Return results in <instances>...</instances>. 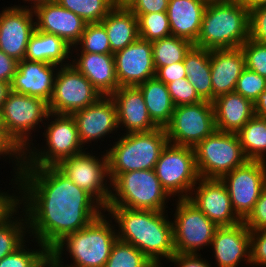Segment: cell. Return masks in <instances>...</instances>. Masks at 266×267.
Masks as SVG:
<instances>
[{"label":"cell","mask_w":266,"mask_h":267,"mask_svg":"<svg viewBox=\"0 0 266 267\" xmlns=\"http://www.w3.org/2000/svg\"><path fill=\"white\" fill-rule=\"evenodd\" d=\"M20 178L21 208L27 216L29 237L49 251L105 211L56 166L21 168Z\"/></svg>","instance_id":"obj_1"},{"label":"cell","mask_w":266,"mask_h":267,"mask_svg":"<svg viewBox=\"0 0 266 267\" xmlns=\"http://www.w3.org/2000/svg\"><path fill=\"white\" fill-rule=\"evenodd\" d=\"M105 212L115 224L118 240L135 246L157 267L169 264L176 254L173 223L167 211L107 206Z\"/></svg>","instance_id":"obj_2"},{"label":"cell","mask_w":266,"mask_h":267,"mask_svg":"<svg viewBox=\"0 0 266 267\" xmlns=\"http://www.w3.org/2000/svg\"><path fill=\"white\" fill-rule=\"evenodd\" d=\"M117 239L115 224L104 211L89 225L65 236L49 256L62 267H104Z\"/></svg>","instance_id":"obj_3"},{"label":"cell","mask_w":266,"mask_h":267,"mask_svg":"<svg viewBox=\"0 0 266 267\" xmlns=\"http://www.w3.org/2000/svg\"><path fill=\"white\" fill-rule=\"evenodd\" d=\"M249 39V8L241 0L207 5L194 46L204 49H235Z\"/></svg>","instance_id":"obj_4"},{"label":"cell","mask_w":266,"mask_h":267,"mask_svg":"<svg viewBox=\"0 0 266 267\" xmlns=\"http://www.w3.org/2000/svg\"><path fill=\"white\" fill-rule=\"evenodd\" d=\"M120 135L115 142L104 147L111 183L124 172L154 169L161 152L169 143L166 130L161 127L148 132Z\"/></svg>","instance_id":"obj_5"},{"label":"cell","mask_w":266,"mask_h":267,"mask_svg":"<svg viewBox=\"0 0 266 267\" xmlns=\"http://www.w3.org/2000/svg\"><path fill=\"white\" fill-rule=\"evenodd\" d=\"M43 130L42 137L45 142L40 145L34 140L23 153L22 168L57 166L62 160L89 149L82 145L71 115L49 113Z\"/></svg>","instance_id":"obj_6"},{"label":"cell","mask_w":266,"mask_h":267,"mask_svg":"<svg viewBox=\"0 0 266 267\" xmlns=\"http://www.w3.org/2000/svg\"><path fill=\"white\" fill-rule=\"evenodd\" d=\"M48 114V103L42 98L11 91L1 109L4 133L23 154L33 144L35 132L43 128Z\"/></svg>","instance_id":"obj_7"},{"label":"cell","mask_w":266,"mask_h":267,"mask_svg":"<svg viewBox=\"0 0 266 267\" xmlns=\"http://www.w3.org/2000/svg\"><path fill=\"white\" fill-rule=\"evenodd\" d=\"M171 200L173 199L162 188L154 169L135 170L121 173L111 183L108 206L168 211Z\"/></svg>","instance_id":"obj_8"},{"label":"cell","mask_w":266,"mask_h":267,"mask_svg":"<svg viewBox=\"0 0 266 267\" xmlns=\"http://www.w3.org/2000/svg\"><path fill=\"white\" fill-rule=\"evenodd\" d=\"M91 148L62 160L56 167L105 209L111 196L108 157L105 150L101 149L98 155Z\"/></svg>","instance_id":"obj_9"},{"label":"cell","mask_w":266,"mask_h":267,"mask_svg":"<svg viewBox=\"0 0 266 267\" xmlns=\"http://www.w3.org/2000/svg\"><path fill=\"white\" fill-rule=\"evenodd\" d=\"M194 151L200 178L221 179L248 160L236 133L215 130L199 142Z\"/></svg>","instance_id":"obj_10"},{"label":"cell","mask_w":266,"mask_h":267,"mask_svg":"<svg viewBox=\"0 0 266 267\" xmlns=\"http://www.w3.org/2000/svg\"><path fill=\"white\" fill-rule=\"evenodd\" d=\"M175 200V201H174ZM172 213L174 248L176 253L201 254L211 247L218 226L188 199H174ZM174 219V220H173ZM200 252V253H199Z\"/></svg>","instance_id":"obj_11"},{"label":"cell","mask_w":266,"mask_h":267,"mask_svg":"<svg viewBox=\"0 0 266 267\" xmlns=\"http://www.w3.org/2000/svg\"><path fill=\"white\" fill-rule=\"evenodd\" d=\"M154 171L162 188L175 199H188L200 179L193 147L168 143L155 164ZM177 197V198H176Z\"/></svg>","instance_id":"obj_12"},{"label":"cell","mask_w":266,"mask_h":267,"mask_svg":"<svg viewBox=\"0 0 266 267\" xmlns=\"http://www.w3.org/2000/svg\"><path fill=\"white\" fill-rule=\"evenodd\" d=\"M165 130L170 144L194 148L216 130L213 103L175 106Z\"/></svg>","instance_id":"obj_13"},{"label":"cell","mask_w":266,"mask_h":267,"mask_svg":"<svg viewBox=\"0 0 266 267\" xmlns=\"http://www.w3.org/2000/svg\"><path fill=\"white\" fill-rule=\"evenodd\" d=\"M102 95L72 64L60 66L48 103L49 113L72 115L96 102Z\"/></svg>","instance_id":"obj_14"},{"label":"cell","mask_w":266,"mask_h":267,"mask_svg":"<svg viewBox=\"0 0 266 267\" xmlns=\"http://www.w3.org/2000/svg\"><path fill=\"white\" fill-rule=\"evenodd\" d=\"M221 180L228 189L236 215L244 221L266 187V162L247 160Z\"/></svg>","instance_id":"obj_15"},{"label":"cell","mask_w":266,"mask_h":267,"mask_svg":"<svg viewBox=\"0 0 266 267\" xmlns=\"http://www.w3.org/2000/svg\"><path fill=\"white\" fill-rule=\"evenodd\" d=\"M71 116L74 118L80 141L85 148L91 147L92 142L96 145L99 141L98 147L101 149V142L105 139L107 142L108 138H114L115 141L116 137L113 135L117 133L118 137L120 135L118 133H121L116 104L111 96H102L93 104L74 112Z\"/></svg>","instance_id":"obj_16"},{"label":"cell","mask_w":266,"mask_h":267,"mask_svg":"<svg viewBox=\"0 0 266 267\" xmlns=\"http://www.w3.org/2000/svg\"><path fill=\"white\" fill-rule=\"evenodd\" d=\"M188 200L218 227L233 226L242 221L236 215L228 189L221 179L200 178Z\"/></svg>","instance_id":"obj_17"},{"label":"cell","mask_w":266,"mask_h":267,"mask_svg":"<svg viewBox=\"0 0 266 267\" xmlns=\"http://www.w3.org/2000/svg\"><path fill=\"white\" fill-rule=\"evenodd\" d=\"M6 6L0 11V50L16 61L25 58L29 39L36 29L33 9Z\"/></svg>","instance_id":"obj_18"},{"label":"cell","mask_w":266,"mask_h":267,"mask_svg":"<svg viewBox=\"0 0 266 267\" xmlns=\"http://www.w3.org/2000/svg\"><path fill=\"white\" fill-rule=\"evenodd\" d=\"M116 77L121 86H137L155 77V66L150 41H136L113 54Z\"/></svg>","instance_id":"obj_19"},{"label":"cell","mask_w":266,"mask_h":267,"mask_svg":"<svg viewBox=\"0 0 266 267\" xmlns=\"http://www.w3.org/2000/svg\"><path fill=\"white\" fill-rule=\"evenodd\" d=\"M210 249L215 260L214 267H240L245 263L249 266L250 230L243 221L233 226L218 227Z\"/></svg>","instance_id":"obj_20"},{"label":"cell","mask_w":266,"mask_h":267,"mask_svg":"<svg viewBox=\"0 0 266 267\" xmlns=\"http://www.w3.org/2000/svg\"><path fill=\"white\" fill-rule=\"evenodd\" d=\"M36 30L54 34L73 47L81 38L86 22L57 2L45 3L33 9Z\"/></svg>","instance_id":"obj_21"},{"label":"cell","mask_w":266,"mask_h":267,"mask_svg":"<svg viewBox=\"0 0 266 267\" xmlns=\"http://www.w3.org/2000/svg\"><path fill=\"white\" fill-rule=\"evenodd\" d=\"M60 66L52 63L28 61L23 59L11 82V91L42 98L47 103L52 98L54 80Z\"/></svg>","instance_id":"obj_22"},{"label":"cell","mask_w":266,"mask_h":267,"mask_svg":"<svg viewBox=\"0 0 266 267\" xmlns=\"http://www.w3.org/2000/svg\"><path fill=\"white\" fill-rule=\"evenodd\" d=\"M111 97L116 104L118 126L122 133L148 132L158 128L137 86H121Z\"/></svg>","instance_id":"obj_23"},{"label":"cell","mask_w":266,"mask_h":267,"mask_svg":"<svg viewBox=\"0 0 266 267\" xmlns=\"http://www.w3.org/2000/svg\"><path fill=\"white\" fill-rule=\"evenodd\" d=\"M71 64L88 79L102 96H111L119 89L113 54H71Z\"/></svg>","instance_id":"obj_24"},{"label":"cell","mask_w":266,"mask_h":267,"mask_svg":"<svg viewBox=\"0 0 266 267\" xmlns=\"http://www.w3.org/2000/svg\"><path fill=\"white\" fill-rule=\"evenodd\" d=\"M211 82L213 101L216 97L234 92L241 73L245 70V58L241 48L211 49Z\"/></svg>","instance_id":"obj_25"},{"label":"cell","mask_w":266,"mask_h":267,"mask_svg":"<svg viewBox=\"0 0 266 267\" xmlns=\"http://www.w3.org/2000/svg\"><path fill=\"white\" fill-rule=\"evenodd\" d=\"M212 103L215 127L221 132L237 134L255 115L254 104L235 91L216 97Z\"/></svg>","instance_id":"obj_26"},{"label":"cell","mask_w":266,"mask_h":267,"mask_svg":"<svg viewBox=\"0 0 266 267\" xmlns=\"http://www.w3.org/2000/svg\"><path fill=\"white\" fill-rule=\"evenodd\" d=\"M202 0H169L168 19L172 36L195 43L206 8Z\"/></svg>","instance_id":"obj_27"},{"label":"cell","mask_w":266,"mask_h":267,"mask_svg":"<svg viewBox=\"0 0 266 267\" xmlns=\"http://www.w3.org/2000/svg\"><path fill=\"white\" fill-rule=\"evenodd\" d=\"M101 23L106 29L112 54L139 38L138 19L124 3L118 2Z\"/></svg>","instance_id":"obj_28"},{"label":"cell","mask_w":266,"mask_h":267,"mask_svg":"<svg viewBox=\"0 0 266 267\" xmlns=\"http://www.w3.org/2000/svg\"><path fill=\"white\" fill-rule=\"evenodd\" d=\"M24 59L67 66L71 64V46L54 34L35 29L29 39Z\"/></svg>","instance_id":"obj_29"},{"label":"cell","mask_w":266,"mask_h":267,"mask_svg":"<svg viewBox=\"0 0 266 267\" xmlns=\"http://www.w3.org/2000/svg\"><path fill=\"white\" fill-rule=\"evenodd\" d=\"M137 87L143 94L152 121L158 127L165 128L170 123L175 109L166 84L153 77Z\"/></svg>","instance_id":"obj_30"},{"label":"cell","mask_w":266,"mask_h":267,"mask_svg":"<svg viewBox=\"0 0 266 267\" xmlns=\"http://www.w3.org/2000/svg\"><path fill=\"white\" fill-rule=\"evenodd\" d=\"M188 81L203 101L213 102L210 50L193 46L183 60Z\"/></svg>","instance_id":"obj_31"},{"label":"cell","mask_w":266,"mask_h":267,"mask_svg":"<svg viewBox=\"0 0 266 267\" xmlns=\"http://www.w3.org/2000/svg\"><path fill=\"white\" fill-rule=\"evenodd\" d=\"M248 160L266 162V119L253 116L237 133Z\"/></svg>","instance_id":"obj_32"},{"label":"cell","mask_w":266,"mask_h":267,"mask_svg":"<svg viewBox=\"0 0 266 267\" xmlns=\"http://www.w3.org/2000/svg\"><path fill=\"white\" fill-rule=\"evenodd\" d=\"M28 238L27 216L20 208L11 218L0 223V260L17 250Z\"/></svg>","instance_id":"obj_33"},{"label":"cell","mask_w":266,"mask_h":267,"mask_svg":"<svg viewBox=\"0 0 266 267\" xmlns=\"http://www.w3.org/2000/svg\"><path fill=\"white\" fill-rule=\"evenodd\" d=\"M155 69L180 62L185 59L188 51L194 46L189 40L169 36L151 42Z\"/></svg>","instance_id":"obj_34"},{"label":"cell","mask_w":266,"mask_h":267,"mask_svg":"<svg viewBox=\"0 0 266 267\" xmlns=\"http://www.w3.org/2000/svg\"><path fill=\"white\" fill-rule=\"evenodd\" d=\"M30 241L36 248L29 246L32 244ZM49 255V250L44 245L29 237L17 250L0 260V267H41Z\"/></svg>","instance_id":"obj_35"},{"label":"cell","mask_w":266,"mask_h":267,"mask_svg":"<svg viewBox=\"0 0 266 267\" xmlns=\"http://www.w3.org/2000/svg\"><path fill=\"white\" fill-rule=\"evenodd\" d=\"M56 2L88 24L101 22L118 0H56Z\"/></svg>","instance_id":"obj_36"},{"label":"cell","mask_w":266,"mask_h":267,"mask_svg":"<svg viewBox=\"0 0 266 267\" xmlns=\"http://www.w3.org/2000/svg\"><path fill=\"white\" fill-rule=\"evenodd\" d=\"M74 53L112 54L106 29L101 22L88 23L80 40L71 47Z\"/></svg>","instance_id":"obj_37"},{"label":"cell","mask_w":266,"mask_h":267,"mask_svg":"<svg viewBox=\"0 0 266 267\" xmlns=\"http://www.w3.org/2000/svg\"><path fill=\"white\" fill-rule=\"evenodd\" d=\"M104 267H157L132 244L120 241L114 243Z\"/></svg>","instance_id":"obj_38"},{"label":"cell","mask_w":266,"mask_h":267,"mask_svg":"<svg viewBox=\"0 0 266 267\" xmlns=\"http://www.w3.org/2000/svg\"><path fill=\"white\" fill-rule=\"evenodd\" d=\"M134 15L138 19L139 38L152 42L172 35L167 12Z\"/></svg>","instance_id":"obj_39"},{"label":"cell","mask_w":266,"mask_h":267,"mask_svg":"<svg viewBox=\"0 0 266 267\" xmlns=\"http://www.w3.org/2000/svg\"><path fill=\"white\" fill-rule=\"evenodd\" d=\"M10 190L1 191L0 187V223L11 218L21 208L20 174H11ZM15 189V190H14ZM10 191V192H9Z\"/></svg>","instance_id":"obj_40"},{"label":"cell","mask_w":266,"mask_h":267,"mask_svg":"<svg viewBox=\"0 0 266 267\" xmlns=\"http://www.w3.org/2000/svg\"><path fill=\"white\" fill-rule=\"evenodd\" d=\"M264 90H266V78L245 68L237 80L235 92L254 104Z\"/></svg>","instance_id":"obj_41"},{"label":"cell","mask_w":266,"mask_h":267,"mask_svg":"<svg viewBox=\"0 0 266 267\" xmlns=\"http://www.w3.org/2000/svg\"><path fill=\"white\" fill-rule=\"evenodd\" d=\"M246 68L266 78V44L247 39L241 46Z\"/></svg>","instance_id":"obj_42"},{"label":"cell","mask_w":266,"mask_h":267,"mask_svg":"<svg viewBox=\"0 0 266 267\" xmlns=\"http://www.w3.org/2000/svg\"><path fill=\"white\" fill-rule=\"evenodd\" d=\"M166 86L175 106L195 104L203 101L188 81V78H181L170 82Z\"/></svg>","instance_id":"obj_43"},{"label":"cell","mask_w":266,"mask_h":267,"mask_svg":"<svg viewBox=\"0 0 266 267\" xmlns=\"http://www.w3.org/2000/svg\"><path fill=\"white\" fill-rule=\"evenodd\" d=\"M249 38L266 44V5L249 9Z\"/></svg>","instance_id":"obj_44"},{"label":"cell","mask_w":266,"mask_h":267,"mask_svg":"<svg viewBox=\"0 0 266 267\" xmlns=\"http://www.w3.org/2000/svg\"><path fill=\"white\" fill-rule=\"evenodd\" d=\"M250 266L266 267V229L250 231Z\"/></svg>","instance_id":"obj_45"},{"label":"cell","mask_w":266,"mask_h":267,"mask_svg":"<svg viewBox=\"0 0 266 267\" xmlns=\"http://www.w3.org/2000/svg\"><path fill=\"white\" fill-rule=\"evenodd\" d=\"M9 158V161H7ZM23 154L6 137L4 130H0V159L11 163L13 174H20L22 168Z\"/></svg>","instance_id":"obj_46"},{"label":"cell","mask_w":266,"mask_h":267,"mask_svg":"<svg viewBox=\"0 0 266 267\" xmlns=\"http://www.w3.org/2000/svg\"><path fill=\"white\" fill-rule=\"evenodd\" d=\"M243 222L250 231L266 229V187Z\"/></svg>","instance_id":"obj_47"},{"label":"cell","mask_w":266,"mask_h":267,"mask_svg":"<svg viewBox=\"0 0 266 267\" xmlns=\"http://www.w3.org/2000/svg\"><path fill=\"white\" fill-rule=\"evenodd\" d=\"M134 14L167 12L169 0H125L123 2Z\"/></svg>","instance_id":"obj_48"},{"label":"cell","mask_w":266,"mask_h":267,"mask_svg":"<svg viewBox=\"0 0 266 267\" xmlns=\"http://www.w3.org/2000/svg\"><path fill=\"white\" fill-rule=\"evenodd\" d=\"M155 77L164 84L187 78L184 62L180 61L158 68Z\"/></svg>","instance_id":"obj_49"},{"label":"cell","mask_w":266,"mask_h":267,"mask_svg":"<svg viewBox=\"0 0 266 267\" xmlns=\"http://www.w3.org/2000/svg\"><path fill=\"white\" fill-rule=\"evenodd\" d=\"M203 254H182L176 253L169 263L174 267H214L208 262V259L203 258ZM173 263V264H172Z\"/></svg>","instance_id":"obj_50"},{"label":"cell","mask_w":266,"mask_h":267,"mask_svg":"<svg viewBox=\"0 0 266 267\" xmlns=\"http://www.w3.org/2000/svg\"><path fill=\"white\" fill-rule=\"evenodd\" d=\"M18 61L0 50V81L11 83Z\"/></svg>","instance_id":"obj_51"},{"label":"cell","mask_w":266,"mask_h":267,"mask_svg":"<svg viewBox=\"0 0 266 267\" xmlns=\"http://www.w3.org/2000/svg\"><path fill=\"white\" fill-rule=\"evenodd\" d=\"M255 116L266 119V90H264L254 103Z\"/></svg>","instance_id":"obj_52"},{"label":"cell","mask_w":266,"mask_h":267,"mask_svg":"<svg viewBox=\"0 0 266 267\" xmlns=\"http://www.w3.org/2000/svg\"><path fill=\"white\" fill-rule=\"evenodd\" d=\"M11 92V83L0 81V110Z\"/></svg>","instance_id":"obj_53"},{"label":"cell","mask_w":266,"mask_h":267,"mask_svg":"<svg viewBox=\"0 0 266 267\" xmlns=\"http://www.w3.org/2000/svg\"><path fill=\"white\" fill-rule=\"evenodd\" d=\"M24 4H28V5H13L15 7H19V8H29V9H34L36 6L41 5V4H45V3H51V2H56V0H22Z\"/></svg>","instance_id":"obj_54"},{"label":"cell","mask_w":266,"mask_h":267,"mask_svg":"<svg viewBox=\"0 0 266 267\" xmlns=\"http://www.w3.org/2000/svg\"><path fill=\"white\" fill-rule=\"evenodd\" d=\"M248 8H254L257 6L266 5V0H242Z\"/></svg>","instance_id":"obj_55"},{"label":"cell","mask_w":266,"mask_h":267,"mask_svg":"<svg viewBox=\"0 0 266 267\" xmlns=\"http://www.w3.org/2000/svg\"><path fill=\"white\" fill-rule=\"evenodd\" d=\"M206 5L230 3L241 0H202Z\"/></svg>","instance_id":"obj_56"},{"label":"cell","mask_w":266,"mask_h":267,"mask_svg":"<svg viewBox=\"0 0 266 267\" xmlns=\"http://www.w3.org/2000/svg\"><path fill=\"white\" fill-rule=\"evenodd\" d=\"M42 267H62L58 265L51 257H49L43 264Z\"/></svg>","instance_id":"obj_57"},{"label":"cell","mask_w":266,"mask_h":267,"mask_svg":"<svg viewBox=\"0 0 266 267\" xmlns=\"http://www.w3.org/2000/svg\"><path fill=\"white\" fill-rule=\"evenodd\" d=\"M0 130H4L2 127V121H1V110H0Z\"/></svg>","instance_id":"obj_58"}]
</instances>
